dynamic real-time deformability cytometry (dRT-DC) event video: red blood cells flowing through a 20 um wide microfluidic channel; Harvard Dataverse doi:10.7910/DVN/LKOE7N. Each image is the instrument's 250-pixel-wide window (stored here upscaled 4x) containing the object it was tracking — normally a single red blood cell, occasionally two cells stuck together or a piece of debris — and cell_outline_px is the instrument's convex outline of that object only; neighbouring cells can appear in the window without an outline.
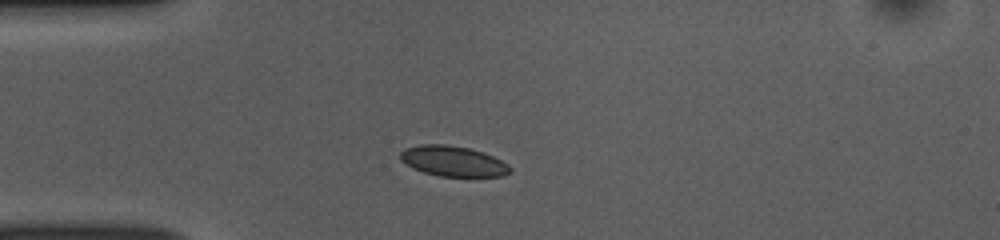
{"species": "common noctule bat (a hibernating species)", "species_latin": "Nyctalus noctula", "temperature_condition": "room temperature", "stored_images_in_passage": 39, "camera_frame_rate_fps": 3000, "um_per_image_px": 0.085, "animal": {"sex": "female", "body_mass_g": 10.0, "forearm_length_mm": 53.1}, "frame": {"image": 1, "passage_image": 1, "time_ms": 0.0, "image_size_px": [1000, 240], "cell_outline_px": [[512, 172], [504, 176], [440, 176], [424, 172], [412, 168], [400, 160], [400, 152], [404, 148], [420, 144], [444, 144], [468, 148], [484, 152], [508, 164], [512, 168]], "centroid_in_image_um": [38.5, 13.69], "position_along_channel_um": 46.5, "area_um2": 19.48}}
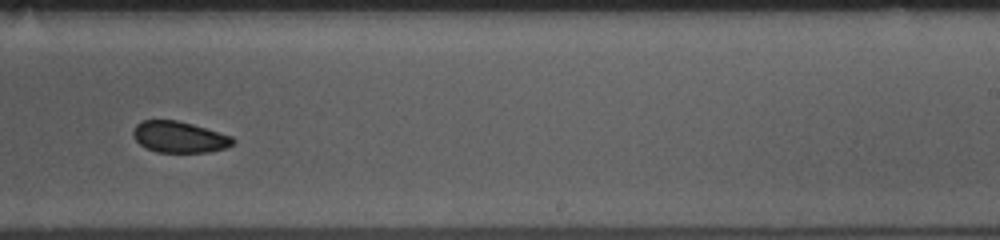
{"frame": {"image": 2, "passage_image": 20, "time_ms": 6.333, "image_size_px": [1000, 240], "cell_outline_px": [[236, 144], [224, 148], [208, 152], [156, 152], [140, 144], [132, 136], [132, 132], [136, 124], [144, 120], [176, 120], [192, 124], [232, 136], [236, 140]], "centroid_in_image_um": [15.25, 11.65], "position_along_channel_um": 273.7, "area_um2": 18.15}}
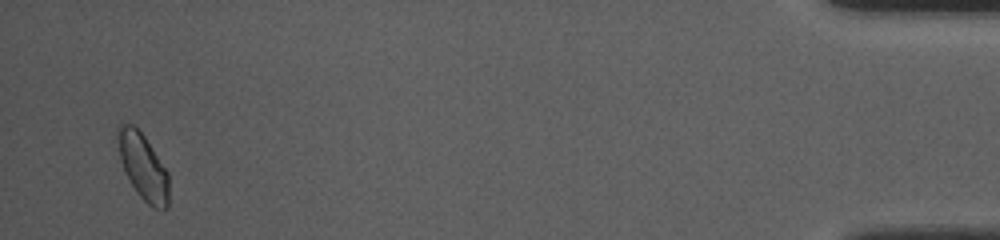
{"frame": {"image": 3, "passage_image": 38, "time_ms": 12.333, "image_size_px": [1000, 240], "cell_outline_px": [[168, 208], [152, 208], [136, 192], [124, 172], [120, 160], [116, 132], [120, 120], [124, 120], [132, 124], [144, 136], [168, 172]], "centroid_in_image_um": [12.11, 14.11], "position_along_channel_um": 423.1, "area_um2": 19.83}, "authors_computed_cell_mechanics": {"area_um2": 19.1896, "velocity_mm_per_s": 3.8272, "shape_relaxation_time_tau1_ms": null, "shape_relaxation_time_tau2_ms": 8.8, "deformation_change_tau1": null, "deformation_change_tau2": 0.1013}}